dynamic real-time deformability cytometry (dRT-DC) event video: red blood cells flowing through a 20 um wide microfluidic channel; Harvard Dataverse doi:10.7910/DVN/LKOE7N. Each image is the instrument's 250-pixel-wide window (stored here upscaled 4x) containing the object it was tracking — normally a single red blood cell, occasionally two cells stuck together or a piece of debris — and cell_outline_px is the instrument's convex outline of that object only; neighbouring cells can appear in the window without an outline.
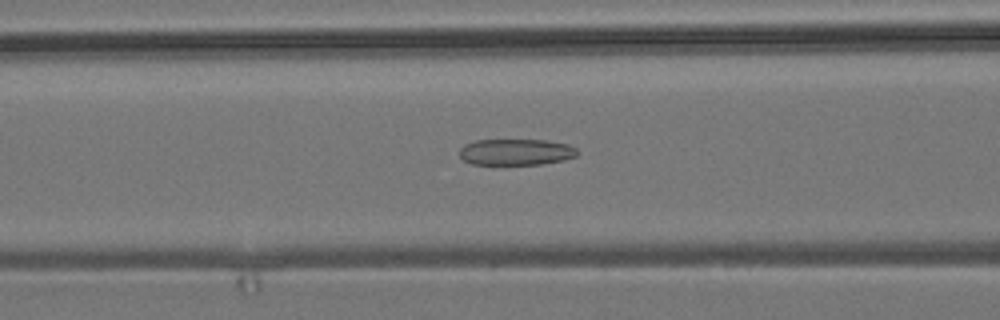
{"species": "common noctule bat (a hibernating species)", "species_latin": "Nyctalus noctula", "temperature_condition": "room temperature", "stored_images_in_passage": 54, "camera_frame_rate_fps": 3000, "um_per_image_px": 0.085, "animal": {"sex": "male", "body_mass_g": 19.2, "forearm_length_mm": 51.8}, "frame": {"image": 1, "passage_image": 22, "time_ms": 7.0, "image_size_px": [1000, 320], "cell_outline_px": [[576, 156], [564, 160], [540, 164], [472, 164], [464, 160], [460, 156], [460, 148], [464, 144], [476, 140], [544, 140], [568, 144], [576, 148]], "centroid_in_image_um": [43.84, 12.92], "position_along_channel_um": 122.8, "area_um2": 17.92}}
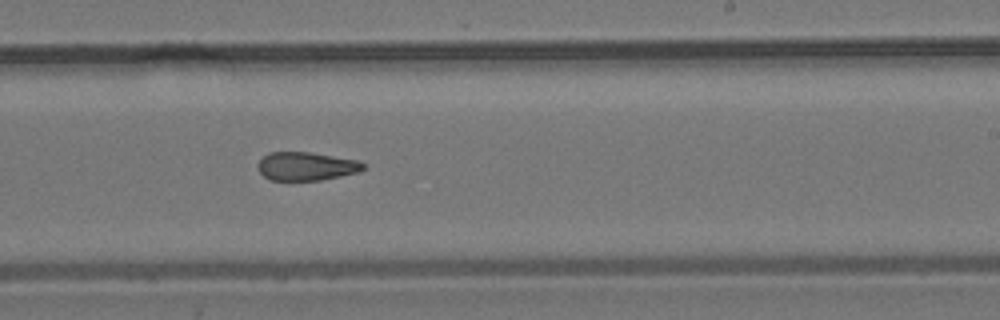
{"frame": {"image": 2, "passage_image": 33, "time_ms": 10.667, "image_size_px": [1000, 320], "cell_outline_px": [[364, 168], [360, 172], [320, 180], [272, 180], [264, 176], [256, 168], [256, 164], [268, 152], [308, 152], [360, 160], [364, 164]], "centroid_in_image_um": [26.02, 14.13], "position_along_channel_um": 263.0, "area_um2": 17.51}}
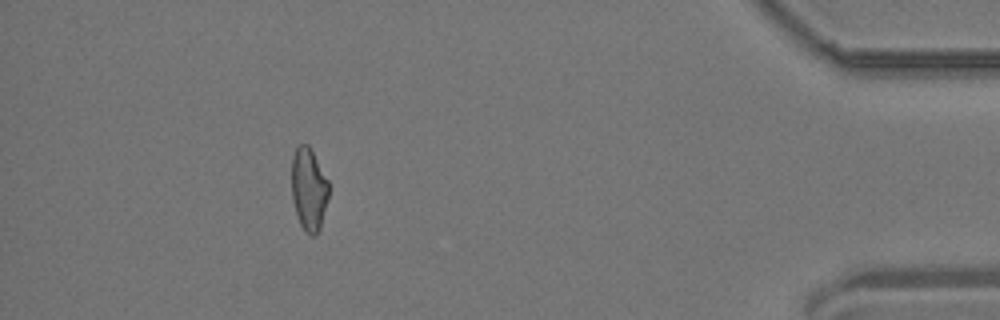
{"frame": {"image": 3, "passage_image": 49, "time_ms": 16.0, "image_size_px": [1000, 320], "cell_outline_px": [[328, 196], [320, 228], [316, 236], [312, 236], [304, 232], [300, 224], [292, 200], [292, 156], [296, 148], [300, 144], [308, 144], [328, 180]], "centroid_in_image_um": [26.24, 16.1], "position_along_channel_um": 409.0, "area_um2": 17.8}, "authors_computed_cell_mechanics": {"area_um2": 19.0162, "velocity_mm_per_s": 3.8267, "shape_relaxation_time_tau1_ms": null, "shape_relaxation_time_tau2_ms": 3.1991, "deformation_change_tau1": null, "deformation_change_tau2": 0.1088}}